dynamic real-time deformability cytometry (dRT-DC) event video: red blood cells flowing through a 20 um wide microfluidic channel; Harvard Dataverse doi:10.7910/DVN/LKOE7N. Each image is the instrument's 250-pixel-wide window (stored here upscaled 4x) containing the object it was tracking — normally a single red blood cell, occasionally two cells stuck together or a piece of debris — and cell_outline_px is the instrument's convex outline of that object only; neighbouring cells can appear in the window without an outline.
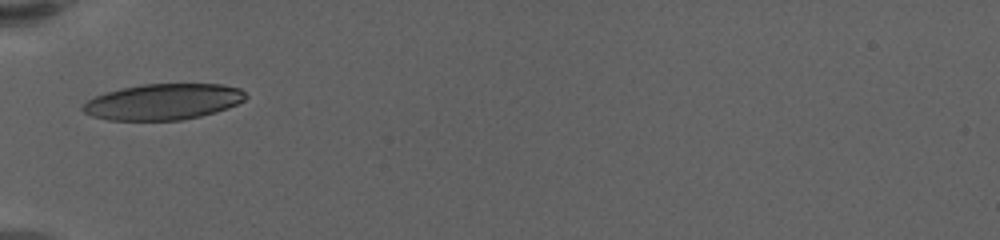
{"species": "human", "species_latin": "Homo sapiens", "temperature_condition": "warm", "stored_images_in_passage": 14, "camera_frame_rate_fps": 3000, "um_per_image_px": 0.085, "donor": {"sex": "female"}, "frame": {"image": 1, "passage_image": 1, "time_ms": 0.0, "image_size_px": [1000, 240], "cell_outline_px": [[248, 96], [244, 100], [228, 108], [216, 112], [200, 116], [180, 120], [108, 120], [92, 116], [84, 112], [80, 108], [88, 100], [104, 92], [120, 88], [140, 84], [224, 84], [240, 88]], "centroid_in_image_um": [13.87, 8.64], "position_along_channel_um": 71.1, "area_um2": 34.28}}
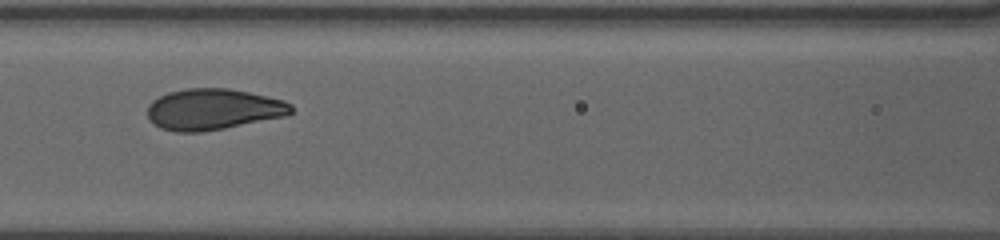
{"frame": {"image": 2, "passage_image": 8, "time_ms": 2.333, "image_size_px": [1000, 240], "cell_outline_px": [[292, 112], [284, 116], [224, 128], [200, 132], [176, 132], [160, 128], [152, 124], [148, 120], [148, 104], [152, 100], [168, 92], [184, 88], [228, 88], [248, 92], [284, 100], [292, 104]], "centroid_in_image_um": [18.07, 9.29], "position_along_channel_um": 148.5, "area_um2": 34.45}}
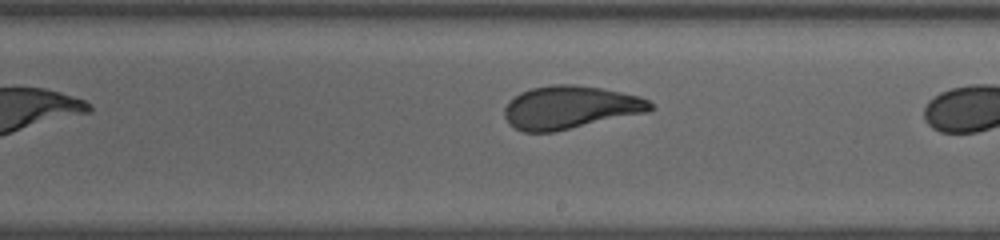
{"frame": {"image": 3, "passage_image": 13, "time_ms": 4.0, "image_size_px": [1000, 240], "cell_outline_px": [[656, 108], [648, 112], [552, 132], [524, 132], [508, 124], [504, 116], [504, 108], [520, 92], [532, 88], [552, 84], [572, 84], [600, 88], [640, 96], [648, 100]], "centroid_in_image_um": [48.47, 9.13], "position_along_channel_um": 240.5, "area_um2": 36.36}}